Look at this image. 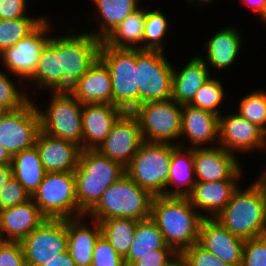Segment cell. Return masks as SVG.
Instances as JSON below:
<instances>
[{
    "label": "cell",
    "instance_id": "cell-1",
    "mask_svg": "<svg viewBox=\"0 0 266 266\" xmlns=\"http://www.w3.org/2000/svg\"><path fill=\"white\" fill-rule=\"evenodd\" d=\"M163 234L165 243L178 253L196 244L203 217L188 197L155 196L151 217Z\"/></svg>",
    "mask_w": 266,
    "mask_h": 266
},
{
    "label": "cell",
    "instance_id": "cell-2",
    "mask_svg": "<svg viewBox=\"0 0 266 266\" xmlns=\"http://www.w3.org/2000/svg\"><path fill=\"white\" fill-rule=\"evenodd\" d=\"M125 175V168L97 150H81L74 171L79 209L86 215L106 189Z\"/></svg>",
    "mask_w": 266,
    "mask_h": 266
},
{
    "label": "cell",
    "instance_id": "cell-3",
    "mask_svg": "<svg viewBox=\"0 0 266 266\" xmlns=\"http://www.w3.org/2000/svg\"><path fill=\"white\" fill-rule=\"evenodd\" d=\"M215 219L243 240L266 235V203L259 187L253 181L245 190L238 187Z\"/></svg>",
    "mask_w": 266,
    "mask_h": 266
},
{
    "label": "cell",
    "instance_id": "cell-4",
    "mask_svg": "<svg viewBox=\"0 0 266 266\" xmlns=\"http://www.w3.org/2000/svg\"><path fill=\"white\" fill-rule=\"evenodd\" d=\"M153 197L125 174L106 189L85 217L98 222L110 218L145 220L151 217Z\"/></svg>",
    "mask_w": 266,
    "mask_h": 266
},
{
    "label": "cell",
    "instance_id": "cell-5",
    "mask_svg": "<svg viewBox=\"0 0 266 266\" xmlns=\"http://www.w3.org/2000/svg\"><path fill=\"white\" fill-rule=\"evenodd\" d=\"M177 145L143 141L125 174L152 196H166L172 150Z\"/></svg>",
    "mask_w": 266,
    "mask_h": 266
},
{
    "label": "cell",
    "instance_id": "cell-6",
    "mask_svg": "<svg viewBox=\"0 0 266 266\" xmlns=\"http://www.w3.org/2000/svg\"><path fill=\"white\" fill-rule=\"evenodd\" d=\"M67 34L57 37L60 64V91H69L99 58L101 40L90 33H78L71 27ZM77 33V34H76Z\"/></svg>",
    "mask_w": 266,
    "mask_h": 266
},
{
    "label": "cell",
    "instance_id": "cell-7",
    "mask_svg": "<svg viewBox=\"0 0 266 266\" xmlns=\"http://www.w3.org/2000/svg\"><path fill=\"white\" fill-rule=\"evenodd\" d=\"M31 199L48 219L85 216L78 206L74 172H47Z\"/></svg>",
    "mask_w": 266,
    "mask_h": 266
},
{
    "label": "cell",
    "instance_id": "cell-8",
    "mask_svg": "<svg viewBox=\"0 0 266 266\" xmlns=\"http://www.w3.org/2000/svg\"><path fill=\"white\" fill-rule=\"evenodd\" d=\"M50 94V102L45 109L37 106L41 131L74 142L83 150V104L69 91H50Z\"/></svg>",
    "mask_w": 266,
    "mask_h": 266
},
{
    "label": "cell",
    "instance_id": "cell-9",
    "mask_svg": "<svg viewBox=\"0 0 266 266\" xmlns=\"http://www.w3.org/2000/svg\"><path fill=\"white\" fill-rule=\"evenodd\" d=\"M163 51L136 49V85L145 102L172 98L173 66Z\"/></svg>",
    "mask_w": 266,
    "mask_h": 266
},
{
    "label": "cell",
    "instance_id": "cell-10",
    "mask_svg": "<svg viewBox=\"0 0 266 266\" xmlns=\"http://www.w3.org/2000/svg\"><path fill=\"white\" fill-rule=\"evenodd\" d=\"M51 24L49 16H46L30 34L1 52V65L12 76H18L17 80L21 84L25 79L28 82L33 77L43 48L51 39V31L54 29Z\"/></svg>",
    "mask_w": 266,
    "mask_h": 266
},
{
    "label": "cell",
    "instance_id": "cell-11",
    "mask_svg": "<svg viewBox=\"0 0 266 266\" xmlns=\"http://www.w3.org/2000/svg\"><path fill=\"white\" fill-rule=\"evenodd\" d=\"M40 131V116L32 99L22 108L7 110L0 118V143L11 156L35 146Z\"/></svg>",
    "mask_w": 266,
    "mask_h": 266
},
{
    "label": "cell",
    "instance_id": "cell-12",
    "mask_svg": "<svg viewBox=\"0 0 266 266\" xmlns=\"http://www.w3.org/2000/svg\"><path fill=\"white\" fill-rule=\"evenodd\" d=\"M27 266H42L67 251V219H46L21 241Z\"/></svg>",
    "mask_w": 266,
    "mask_h": 266
},
{
    "label": "cell",
    "instance_id": "cell-13",
    "mask_svg": "<svg viewBox=\"0 0 266 266\" xmlns=\"http://www.w3.org/2000/svg\"><path fill=\"white\" fill-rule=\"evenodd\" d=\"M182 106L172 99L146 102L139 124L143 141L177 145L181 135Z\"/></svg>",
    "mask_w": 266,
    "mask_h": 266
},
{
    "label": "cell",
    "instance_id": "cell-14",
    "mask_svg": "<svg viewBox=\"0 0 266 266\" xmlns=\"http://www.w3.org/2000/svg\"><path fill=\"white\" fill-rule=\"evenodd\" d=\"M99 59L109 70L112 105L125 98L139 97L136 85V49L114 48L101 42Z\"/></svg>",
    "mask_w": 266,
    "mask_h": 266
},
{
    "label": "cell",
    "instance_id": "cell-15",
    "mask_svg": "<svg viewBox=\"0 0 266 266\" xmlns=\"http://www.w3.org/2000/svg\"><path fill=\"white\" fill-rule=\"evenodd\" d=\"M237 157L220 146L193 148L196 181L240 180L244 171Z\"/></svg>",
    "mask_w": 266,
    "mask_h": 266
},
{
    "label": "cell",
    "instance_id": "cell-16",
    "mask_svg": "<svg viewBox=\"0 0 266 266\" xmlns=\"http://www.w3.org/2000/svg\"><path fill=\"white\" fill-rule=\"evenodd\" d=\"M180 138L181 141L178 140L177 145L186 148L218 146L219 116L210 111L184 104L181 114ZM186 138L191 145H185L183 140Z\"/></svg>",
    "mask_w": 266,
    "mask_h": 266
},
{
    "label": "cell",
    "instance_id": "cell-17",
    "mask_svg": "<svg viewBox=\"0 0 266 266\" xmlns=\"http://www.w3.org/2000/svg\"><path fill=\"white\" fill-rule=\"evenodd\" d=\"M219 116L218 146L237 155L260 150L264 131L237 112ZM237 151V152H236Z\"/></svg>",
    "mask_w": 266,
    "mask_h": 266
},
{
    "label": "cell",
    "instance_id": "cell-18",
    "mask_svg": "<svg viewBox=\"0 0 266 266\" xmlns=\"http://www.w3.org/2000/svg\"><path fill=\"white\" fill-rule=\"evenodd\" d=\"M245 240L230 233L217 219L203 218L198 243L229 266H241Z\"/></svg>",
    "mask_w": 266,
    "mask_h": 266
},
{
    "label": "cell",
    "instance_id": "cell-19",
    "mask_svg": "<svg viewBox=\"0 0 266 266\" xmlns=\"http://www.w3.org/2000/svg\"><path fill=\"white\" fill-rule=\"evenodd\" d=\"M35 147L46 172H74L81 147L76 143L39 132Z\"/></svg>",
    "mask_w": 266,
    "mask_h": 266
},
{
    "label": "cell",
    "instance_id": "cell-20",
    "mask_svg": "<svg viewBox=\"0 0 266 266\" xmlns=\"http://www.w3.org/2000/svg\"><path fill=\"white\" fill-rule=\"evenodd\" d=\"M143 142L138 124L116 121L103 142L96 149L100 154L120 163H130Z\"/></svg>",
    "mask_w": 266,
    "mask_h": 266
},
{
    "label": "cell",
    "instance_id": "cell-21",
    "mask_svg": "<svg viewBox=\"0 0 266 266\" xmlns=\"http://www.w3.org/2000/svg\"><path fill=\"white\" fill-rule=\"evenodd\" d=\"M47 218L31 199L26 203L0 210L2 241H22Z\"/></svg>",
    "mask_w": 266,
    "mask_h": 266
},
{
    "label": "cell",
    "instance_id": "cell-22",
    "mask_svg": "<svg viewBox=\"0 0 266 266\" xmlns=\"http://www.w3.org/2000/svg\"><path fill=\"white\" fill-rule=\"evenodd\" d=\"M69 92L81 104H112V81L106 65L98 58Z\"/></svg>",
    "mask_w": 266,
    "mask_h": 266
},
{
    "label": "cell",
    "instance_id": "cell-23",
    "mask_svg": "<svg viewBox=\"0 0 266 266\" xmlns=\"http://www.w3.org/2000/svg\"><path fill=\"white\" fill-rule=\"evenodd\" d=\"M239 186L238 180L197 182L187 197L193 208L198 212L200 210L199 213L203 218H215L230 202Z\"/></svg>",
    "mask_w": 266,
    "mask_h": 266
},
{
    "label": "cell",
    "instance_id": "cell-24",
    "mask_svg": "<svg viewBox=\"0 0 266 266\" xmlns=\"http://www.w3.org/2000/svg\"><path fill=\"white\" fill-rule=\"evenodd\" d=\"M235 26H227L216 31L215 34L208 39L204 44L206 49V57L203 58L205 64L209 68L218 71L226 70L233 66L234 62L238 58L242 47V35L241 31ZM210 65V66H208Z\"/></svg>",
    "mask_w": 266,
    "mask_h": 266
},
{
    "label": "cell",
    "instance_id": "cell-25",
    "mask_svg": "<svg viewBox=\"0 0 266 266\" xmlns=\"http://www.w3.org/2000/svg\"><path fill=\"white\" fill-rule=\"evenodd\" d=\"M85 220V216L67 219V250L76 266L92 265L94 246L102 235L100 222L90 219L86 224Z\"/></svg>",
    "mask_w": 266,
    "mask_h": 266
},
{
    "label": "cell",
    "instance_id": "cell-26",
    "mask_svg": "<svg viewBox=\"0 0 266 266\" xmlns=\"http://www.w3.org/2000/svg\"><path fill=\"white\" fill-rule=\"evenodd\" d=\"M115 122L116 115L112 104H83V150H96Z\"/></svg>",
    "mask_w": 266,
    "mask_h": 266
},
{
    "label": "cell",
    "instance_id": "cell-27",
    "mask_svg": "<svg viewBox=\"0 0 266 266\" xmlns=\"http://www.w3.org/2000/svg\"><path fill=\"white\" fill-rule=\"evenodd\" d=\"M172 100L178 104H189L195 93L212 76L209 68L200 56L191 58L181 70L173 67ZM178 71H177V70Z\"/></svg>",
    "mask_w": 266,
    "mask_h": 266
},
{
    "label": "cell",
    "instance_id": "cell-28",
    "mask_svg": "<svg viewBox=\"0 0 266 266\" xmlns=\"http://www.w3.org/2000/svg\"><path fill=\"white\" fill-rule=\"evenodd\" d=\"M196 183L193 149L177 145L172 150L166 196L187 197Z\"/></svg>",
    "mask_w": 266,
    "mask_h": 266
},
{
    "label": "cell",
    "instance_id": "cell-29",
    "mask_svg": "<svg viewBox=\"0 0 266 266\" xmlns=\"http://www.w3.org/2000/svg\"><path fill=\"white\" fill-rule=\"evenodd\" d=\"M92 2L98 10L96 11L98 14L94 16L97 18L95 21H97L99 27L88 33L101 41L131 13L141 7L138 0H92Z\"/></svg>",
    "mask_w": 266,
    "mask_h": 266
},
{
    "label": "cell",
    "instance_id": "cell-30",
    "mask_svg": "<svg viewBox=\"0 0 266 266\" xmlns=\"http://www.w3.org/2000/svg\"><path fill=\"white\" fill-rule=\"evenodd\" d=\"M56 36L58 35L51 36L50 41L43 48L33 77L28 81L36 89L32 92L34 97L37 90L60 91V64Z\"/></svg>",
    "mask_w": 266,
    "mask_h": 266
},
{
    "label": "cell",
    "instance_id": "cell-31",
    "mask_svg": "<svg viewBox=\"0 0 266 266\" xmlns=\"http://www.w3.org/2000/svg\"><path fill=\"white\" fill-rule=\"evenodd\" d=\"M159 249H174L165 243L163 234L157 224L151 219L139 220L135 227L134 239L130 245L129 252L124 257L125 266H131L135 261L150 251Z\"/></svg>",
    "mask_w": 266,
    "mask_h": 266
},
{
    "label": "cell",
    "instance_id": "cell-32",
    "mask_svg": "<svg viewBox=\"0 0 266 266\" xmlns=\"http://www.w3.org/2000/svg\"><path fill=\"white\" fill-rule=\"evenodd\" d=\"M11 167L13 177L31 196L47 173L35 146L13 155Z\"/></svg>",
    "mask_w": 266,
    "mask_h": 266
},
{
    "label": "cell",
    "instance_id": "cell-33",
    "mask_svg": "<svg viewBox=\"0 0 266 266\" xmlns=\"http://www.w3.org/2000/svg\"><path fill=\"white\" fill-rule=\"evenodd\" d=\"M145 9L141 6L117 25L103 40L107 46L143 50Z\"/></svg>",
    "mask_w": 266,
    "mask_h": 266
},
{
    "label": "cell",
    "instance_id": "cell-34",
    "mask_svg": "<svg viewBox=\"0 0 266 266\" xmlns=\"http://www.w3.org/2000/svg\"><path fill=\"white\" fill-rule=\"evenodd\" d=\"M102 235L123 258L127 255L134 239L137 220L132 218H110L100 221Z\"/></svg>",
    "mask_w": 266,
    "mask_h": 266
},
{
    "label": "cell",
    "instance_id": "cell-35",
    "mask_svg": "<svg viewBox=\"0 0 266 266\" xmlns=\"http://www.w3.org/2000/svg\"><path fill=\"white\" fill-rule=\"evenodd\" d=\"M145 9V27L143 35V50H158L165 52L164 39L169 29V20L159 9Z\"/></svg>",
    "mask_w": 266,
    "mask_h": 266
},
{
    "label": "cell",
    "instance_id": "cell-36",
    "mask_svg": "<svg viewBox=\"0 0 266 266\" xmlns=\"http://www.w3.org/2000/svg\"><path fill=\"white\" fill-rule=\"evenodd\" d=\"M46 16L0 19V53L30 34Z\"/></svg>",
    "mask_w": 266,
    "mask_h": 266
},
{
    "label": "cell",
    "instance_id": "cell-37",
    "mask_svg": "<svg viewBox=\"0 0 266 266\" xmlns=\"http://www.w3.org/2000/svg\"><path fill=\"white\" fill-rule=\"evenodd\" d=\"M225 87L222 81L213 76L195 93L193 100L189 103L190 106L210 111L218 116L221 115L219 107L225 100Z\"/></svg>",
    "mask_w": 266,
    "mask_h": 266
},
{
    "label": "cell",
    "instance_id": "cell-38",
    "mask_svg": "<svg viewBox=\"0 0 266 266\" xmlns=\"http://www.w3.org/2000/svg\"><path fill=\"white\" fill-rule=\"evenodd\" d=\"M239 102L237 113L266 132V91L255 89Z\"/></svg>",
    "mask_w": 266,
    "mask_h": 266
},
{
    "label": "cell",
    "instance_id": "cell-39",
    "mask_svg": "<svg viewBox=\"0 0 266 266\" xmlns=\"http://www.w3.org/2000/svg\"><path fill=\"white\" fill-rule=\"evenodd\" d=\"M13 80V81H12ZM0 70V104L7 110H16L25 106L32 98L27 92L15 85V78ZM22 90V91H21Z\"/></svg>",
    "mask_w": 266,
    "mask_h": 266
},
{
    "label": "cell",
    "instance_id": "cell-40",
    "mask_svg": "<svg viewBox=\"0 0 266 266\" xmlns=\"http://www.w3.org/2000/svg\"><path fill=\"white\" fill-rule=\"evenodd\" d=\"M146 102L140 97L125 98L116 101L114 106V111L116 115V121L118 122H128L140 124Z\"/></svg>",
    "mask_w": 266,
    "mask_h": 266
},
{
    "label": "cell",
    "instance_id": "cell-41",
    "mask_svg": "<svg viewBox=\"0 0 266 266\" xmlns=\"http://www.w3.org/2000/svg\"><path fill=\"white\" fill-rule=\"evenodd\" d=\"M91 266H125L124 258L101 235L96 241Z\"/></svg>",
    "mask_w": 266,
    "mask_h": 266
},
{
    "label": "cell",
    "instance_id": "cell-42",
    "mask_svg": "<svg viewBox=\"0 0 266 266\" xmlns=\"http://www.w3.org/2000/svg\"><path fill=\"white\" fill-rule=\"evenodd\" d=\"M241 266H266V235L245 240Z\"/></svg>",
    "mask_w": 266,
    "mask_h": 266
},
{
    "label": "cell",
    "instance_id": "cell-43",
    "mask_svg": "<svg viewBox=\"0 0 266 266\" xmlns=\"http://www.w3.org/2000/svg\"><path fill=\"white\" fill-rule=\"evenodd\" d=\"M29 200H31V195L12 177L0 191V210L26 203Z\"/></svg>",
    "mask_w": 266,
    "mask_h": 266
},
{
    "label": "cell",
    "instance_id": "cell-44",
    "mask_svg": "<svg viewBox=\"0 0 266 266\" xmlns=\"http://www.w3.org/2000/svg\"><path fill=\"white\" fill-rule=\"evenodd\" d=\"M181 254L187 260L188 266H229L198 242L184 249Z\"/></svg>",
    "mask_w": 266,
    "mask_h": 266
},
{
    "label": "cell",
    "instance_id": "cell-45",
    "mask_svg": "<svg viewBox=\"0 0 266 266\" xmlns=\"http://www.w3.org/2000/svg\"><path fill=\"white\" fill-rule=\"evenodd\" d=\"M0 266H27L20 241L0 242Z\"/></svg>",
    "mask_w": 266,
    "mask_h": 266
},
{
    "label": "cell",
    "instance_id": "cell-46",
    "mask_svg": "<svg viewBox=\"0 0 266 266\" xmlns=\"http://www.w3.org/2000/svg\"><path fill=\"white\" fill-rule=\"evenodd\" d=\"M27 0H0V19H18L32 17L27 14ZM27 14V15H26Z\"/></svg>",
    "mask_w": 266,
    "mask_h": 266
},
{
    "label": "cell",
    "instance_id": "cell-47",
    "mask_svg": "<svg viewBox=\"0 0 266 266\" xmlns=\"http://www.w3.org/2000/svg\"><path fill=\"white\" fill-rule=\"evenodd\" d=\"M175 249H159L150 251L141 260L135 261L131 266H166L177 254Z\"/></svg>",
    "mask_w": 266,
    "mask_h": 266
},
{
    "label": "cell",
    "instance_id": "cell-48",
    "mask_svg": "<svg viewBox=\"0 0 266 266\" xmlns=\"http://www.w3.org/2000/svg\"><path fill=\"white\" fill-rule=\"evenodd\" d=\"M42 266H76L75 262L72 260L68 250L60 255H57L56 258L48 261Z\"/></svg>",
    "mask_w": 266,
    "mask_h": 266
},
{
    "label": "cell",
    "instance_id": "cell-49",
    "mask_svg": "<svg viewBox=\"0 0 266 266\" xmlns=\"http://www.w3.org/2000/svg\"><path fill=\"white\" fill-rule=\"evenodd\" d=\"M13 177L11 164L0 165V191L6 186Z\"/></svg>",
    "mask_w": 266,
    "mask_h": 266
},
{
    "label": "cell",
    "instance_id": "cell-50",
    "mask_svg": "<svg viewBox=\"0 0 266 266\" xmlns=\"http://www.w3.org/2000/svg\"><path fill=\"white\" fill-rule=\"evenodd\" d=\"M244 5L249 6L252 11L258 16L259 13L262 11L263 6L266 3V0H241Z\"/></svg>",
    "mask_w": 266,
    "mask_h": 266
},
{
    "label": "cell",
    "instance_id": "cell-51",
    "mask_svg": "<svg viewBox=\"0 0 266 266\" xmlns=\"http://www.w3.org/2000/svg\"><path fill=\"white\" fill-rule=\"evenodd\" d=\"M260 175L253 182L259 187L266 203V172H262Z\"/></svg>",
    "mask_w": 266,
    "mask_h": 266
},
{
    "label": "cell",
    "instance_id": "cell-52",
    "mask_svg": "<svg viewBox=\"0 0 266 266\" xmlns=\"http://www.w3.org/2000/svg\"><path fill=\"white\" fill-rule=\"evenodd\" d=\"M166 266H188V263L181 253H177Z\"/></svg>",
    "mask_w": 266,
    "mask_h": 266
},
{
    "label": "cell",
    "instance_id": "cell-53",
    "mask_svg": "<svg viewBox=\"0 0 266 266\" xmlns=\"http://www.w3.org/2000/svg\"><path fill=\"white\" fill-rule=\"evenodd\" d=\"M12 156L0 143V165L11 164Z\"/></svg>",
    "mask_w": 266,
    "mask_h": 266
},
{
    "label": "cell",
    "instance_id": "cell-54",
    "mask_svg": "<svg viewBox=\"0 0 266 266\" xmlns=\"http://www.w3.org/2000/svg\"><path fill=\"white\" fill-rule=\"evenodd\" d=\"M188 3L192 4L194 2V5L197 3V5H205V4H213L216 0H186Z\"/></svg>",
    "mask_w": 266,
    "mask_h": 266
},
{
    "label": "cell",
    "instance_id": "cell-55",
    "mask_svg": "<svg viewBox=\"0 0 266 266\" xmlns=\"http://www.w3.org/2000/svg\"><path fill=\"white\" fill-rule=\"evenodd\" d=\"M259 17V19L264 22V24H266V3L265 5L263 6V9L262 11L259 13V15L257 16Z\"/></svg>",
    "mask_w": 266,
    "mask_h": 266
},
{
    "label": "cell",
    "instance_id": "cell-56",
    "mask_svg": "<svg viewBox=\"0 0 266 266\" xmlns=\"http://www.w3.org/2000/svg\"><path fill=\"white\" fill-rule=\"evenodd\" d=\"M260 149H262V150L266 149V132H264V134H263L262 144H261V148ZM262 172H266V168H265L264 171L262 170Z\"/></svg>",
    "mask_w": 266,
    "mask_h": 266
},
{
    "label": "cell",
    "instance_id": "cell-57",
    "mask_svg": "<svg viewBox=\"0 0 266 266\" xmlns=\"http://www.w3.org/2000/svg\"><path fill=\"white\" fill-rule=\"evenodd\" d=\"M7 112V109L0 104V118Z\"/></svg>",
    "mask_w": 266,
    "mask_h": 266
}]
</instances>
